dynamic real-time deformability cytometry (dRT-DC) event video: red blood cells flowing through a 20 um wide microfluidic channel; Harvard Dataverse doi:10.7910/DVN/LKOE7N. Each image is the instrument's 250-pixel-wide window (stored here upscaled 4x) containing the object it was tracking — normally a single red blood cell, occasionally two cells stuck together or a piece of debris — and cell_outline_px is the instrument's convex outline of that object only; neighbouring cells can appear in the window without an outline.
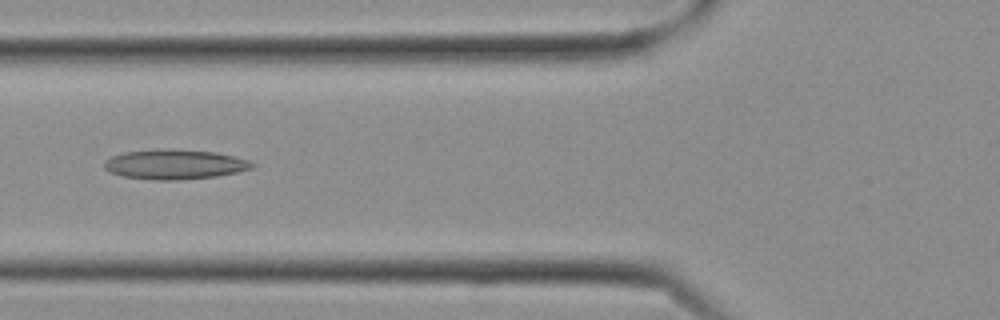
{"species": "Egyptian fruit bat (a non-hibernating species)", "species_latin": "Rousettus aegyptiacus", "temperature_condition": "cold", "stored_images_in_passage": 8, "camera_frame_rate_fps": 3000, "um_per_image_px": 0.085, "frame": {"image": 1, "passage_image": 7, "time_ms": 2.0, "image_size_px": [1000, 320], "cell_outline_px": [[256, 164], [252, 168], [236, 172], [216, 176], [176, 180], [156, 180], [120, 176], [104, 168], [104, 160], [112, 156], [124, 152], [216, 152], [248, 160]], "centroid_in_image_um": [14.85, 14.03], "position_along_channel_um": 110.9, "area_um2": 24.28}}